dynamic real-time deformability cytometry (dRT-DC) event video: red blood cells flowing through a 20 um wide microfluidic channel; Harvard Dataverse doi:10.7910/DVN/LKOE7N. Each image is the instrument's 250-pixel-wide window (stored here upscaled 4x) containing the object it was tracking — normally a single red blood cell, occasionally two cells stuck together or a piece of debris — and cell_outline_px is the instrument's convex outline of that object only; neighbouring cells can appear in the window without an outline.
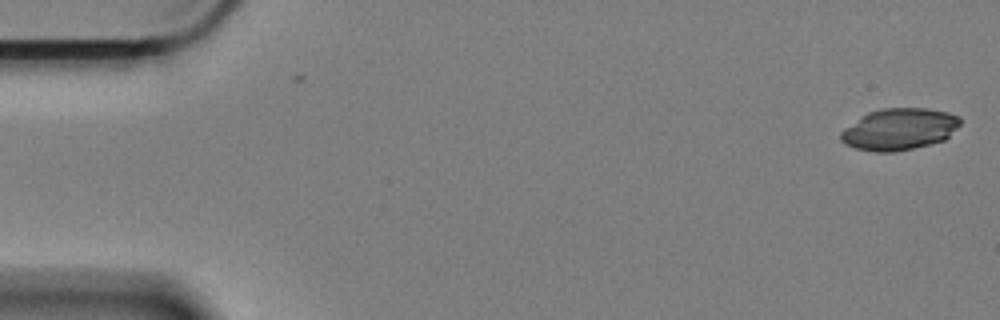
{"species": "Egyptian fruit bat (a non-hibernating species)", "species_latin": "Rousettus aegyptiacus", "temperature_condition": "cold", "stored_images_in_passage": 34, "camera_frame_rate_fps": 3000, "um_per_image_px": 0.085, "animal": {"sex": "female"}, "frame": {"image": 1, "passage_image": 1, "time_ms": 0.0, "image_size_px": [1000, 320], "cell_outline_px": [[960, 124], [944, 140], [912, 148], [892, 152], [876, 152], [856, 148], [840, 140], [840, 132], [844, 128], [860, 116], [868, 112], [880, 108], [928, 108], [948, 112], [960, 116]], "centroid_in_image_um": [76.42, 10.96], "position_along_channel_um": 8.6, "area_um2": 28.9}}
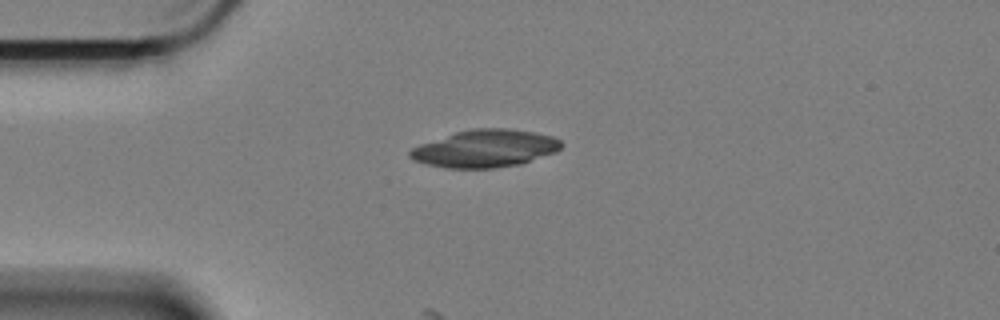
{"frame": {"image": 2, "passage_image": 14, "time_ms": 4.333, "image_size_px": [1000, 320], "cell_outline_px": [[564, 144], [556, 152], [520, 164], [496, 168], [444, 168], [412, 160], [408, 156], [408, 152], [412, 148], [420, 144], [456, 132], [472, 128], [508, 128], [532, 132], [552, 136], [560, 140]], "centroid_in_image_um": [41.23, 12.63], "position_along_channel_um": 43.8, "area_um2": 33.06}}